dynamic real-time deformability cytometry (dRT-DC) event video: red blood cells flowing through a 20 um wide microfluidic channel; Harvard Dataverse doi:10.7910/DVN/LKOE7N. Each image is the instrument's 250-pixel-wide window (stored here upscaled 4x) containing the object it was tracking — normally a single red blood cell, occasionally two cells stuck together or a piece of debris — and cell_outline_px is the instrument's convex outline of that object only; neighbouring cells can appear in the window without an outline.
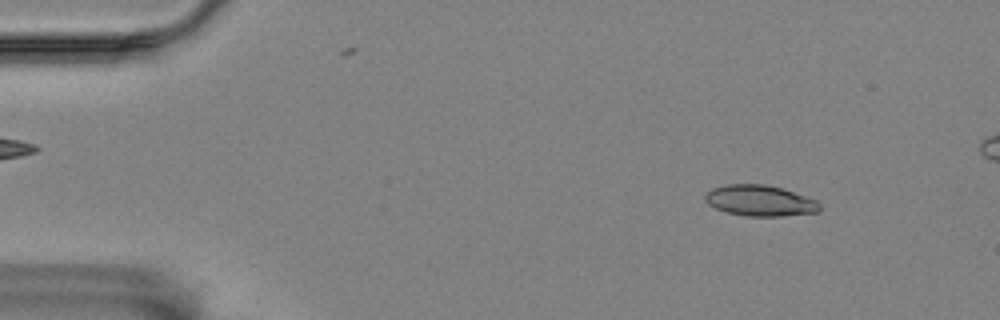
{"species": "Egyptian fruit bat (a non-hibernating species)", "species_latin": "Rousettus aegyptiacus", "temperature_condition": "room temperature", "stored_images_in_passage": 54, "camera_frame_rate_fps": 3000, "um_per_image_px": 0.085, "animal": {"sex": "female"}, "frame": {"image": 1, "passage_image": 6, "time_ms": 1.667, "image_size_px": [1000, 320], "cell_outline_px": [[820, 212], [780, 216], [744, 216], [728, 212], [716, 208], [708, 204], [704, 200], [704, 196], [712, 188], [728, 184], [764, 184], [780, 188], [816, 200], [820, 204]], "centroid_in_image_um": [64.58, 17.06], "position_along_channel_um": 20.4, "area_um2": 20.46}}
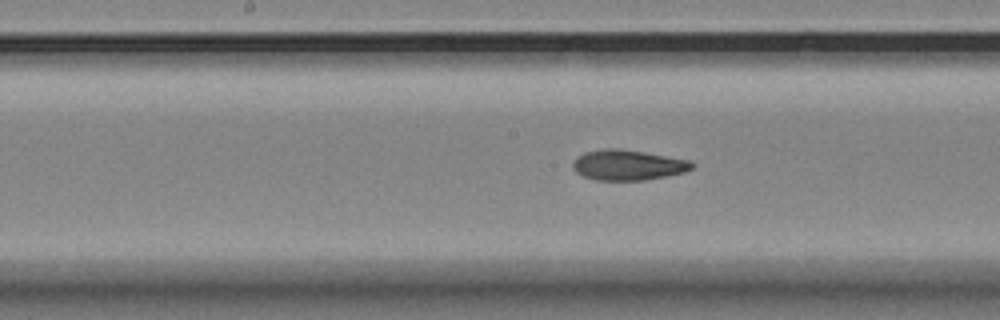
{"frame": {"image": 2, "passage_image": 28, "time_ms": 9.0, "image_size_px": [1000, 320], "cell_outline_px": [[696, 164], [692, 168], [684, 172], [644, 180], [596, 180], [584, 176], [576, 172], [572, 168], [572, 164], [576, 156], [584, 152], [604, 148], [620, 148], [644, 152], [688, 160]], "centroid_in_image_um": [53.32, 14.02], "position_along_channel_um": 194.9, "area_um2": 21.04}}
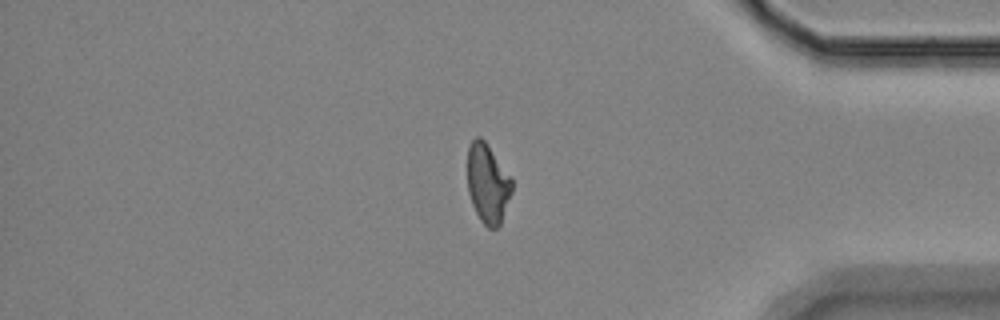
{"frame": {"image": 3, "passage_image": 47, "time_ms": 15.333, "image_size_px": [1000, 320], "cell_outline_px": [[512, 192], [500, 224], [496, 228], [488, 228], [480, 220], [472, 204], [468, 192], [468, 148], [472, 140], [476, 136], [480, 136], [484, 140], [512, 180]], "centroid_in_image_um": [41.44, 15.61], "position_along_channel_um": 393.8, "area_um2": 20.23}}